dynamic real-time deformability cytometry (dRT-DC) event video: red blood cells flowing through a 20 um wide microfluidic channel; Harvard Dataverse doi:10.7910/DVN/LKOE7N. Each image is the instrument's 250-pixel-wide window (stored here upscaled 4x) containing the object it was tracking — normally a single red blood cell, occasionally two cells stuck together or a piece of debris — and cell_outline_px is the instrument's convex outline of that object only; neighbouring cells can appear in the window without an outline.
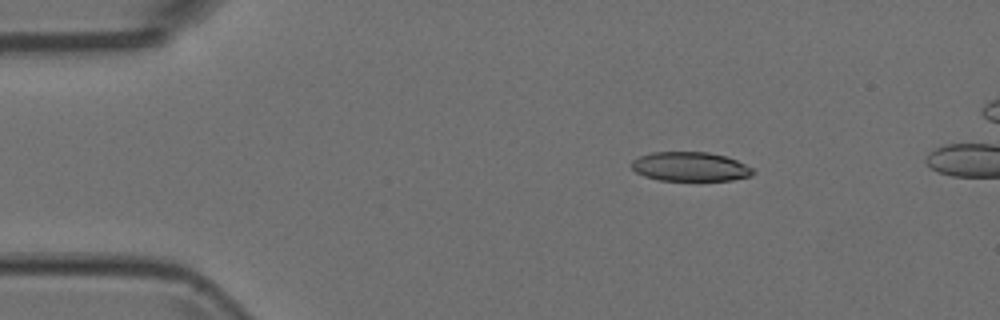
{"species": "Egyptian fruit bat (a non-hibernating species)", "species_latin": "Rousettus aegyptiacus", "temperature_condition": "room temperature", "stored_images_in_passage": 5, "camera_frame_rate_fps": 3000, "um_per_image_px": 0.085, "animal": {"sex": "female"}, "frame": {"image": 1, "passage_image": 3, "time_ms": 0.667, "image_size_px": [1000, 320], "cell_outline_px": [[756, 172], [752, 176], [732, 180], [660, 180], [644, 176], [636, 172], [632, 168], [632, 160], [640, 156], [652, 152], [708, 152], [724, 156], [736, 160], [752, 168]], "centroid_in_image_um": [58.67, 14.16], "position_along_channel_um": 26.3, "area_um2": 20.58}}